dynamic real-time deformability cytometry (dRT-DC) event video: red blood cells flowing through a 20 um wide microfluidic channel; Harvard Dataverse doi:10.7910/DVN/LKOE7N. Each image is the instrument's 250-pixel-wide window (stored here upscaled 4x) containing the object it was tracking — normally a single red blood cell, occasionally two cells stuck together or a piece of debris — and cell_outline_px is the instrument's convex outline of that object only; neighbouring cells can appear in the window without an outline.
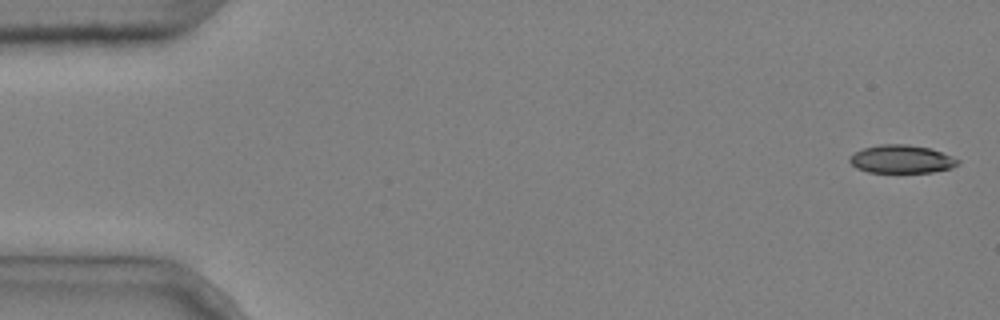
{"species": "common noctule bat (a hibernating species)", "species_latin": "Nyctalus noctula", "temperature_condition": "cold", "stored_images_in_passage": 5, "camera_frame_rate_fps": 3000, "um_per_image_px": 0.085, "animal": {"sex": "male", "body_mass_g": 20.4}, "frame": {"image": 1, "passage_image": 1, "time_ms": 0.0, "image_size_px": [1000, 320], "cell_outline_px": [[960, 164], [952, 168], [932, 172], [868, 172], [856, 168], [848, 160], [848, 156], [864, 148], [880, 144], [908, 144], [928, 148], [940, 152], [960, 160]], "centroid_in_image_um": [76.61, 13.53], "position_along_channel_um": 8.4, "area_um2": 17.69}}
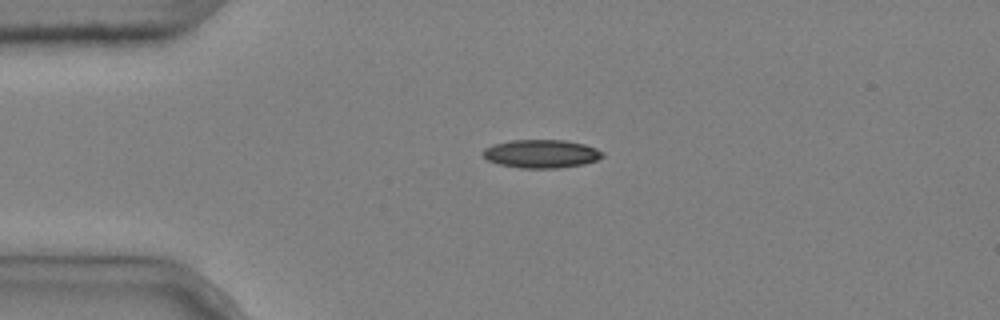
{"frame": {"image": 2, "passage_image": 4, "time_ms": 1.0, "image_size_px": [1000, 320], "cell_outline_px": [[604, 156], [596, 160], [584, 164], [560, 168], [520, 168], [500, 164], [488, 160], [480, 152], [484, 148], [492, 144], [512, 140], [564, 140], [584, 144], [596, 148], [604, 152]], "centroid_in_image_um": [46.01, 13.07], "position_along_channel_um": 39.0, "area_um2": 19.83}}